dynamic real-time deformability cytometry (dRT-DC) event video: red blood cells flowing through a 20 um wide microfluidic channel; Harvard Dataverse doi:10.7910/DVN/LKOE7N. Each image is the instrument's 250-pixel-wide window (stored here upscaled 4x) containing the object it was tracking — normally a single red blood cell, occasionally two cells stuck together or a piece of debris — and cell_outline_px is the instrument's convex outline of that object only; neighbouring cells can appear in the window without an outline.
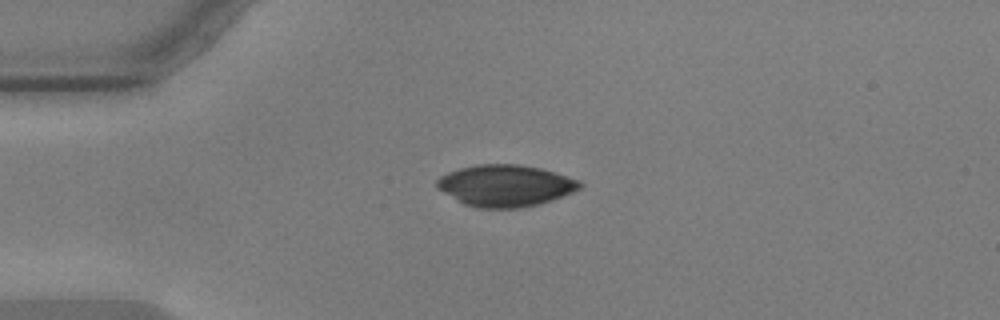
{"species": "common noctule bat (a hibernating species)", "species_latin": "Nyctalus noctula", "temperature_condition": "warm", "stored_images_in_passage": 43, "camera_frame_rate_fps": 3000, "um_per_image_px": 0.085, "animal": {"sex": "male", "body_mass_g": 17.9, "forearm_length_mm": 54.2}, "frame": {"image": 1, "passage_image": 1, "time_ms": 0.0, "image_size_px": [1000, 320], "cell_outline_px": [[584, 184], [580, 188], [572, 192], [552, 200], [540, 204], [520, 208], [476, 208], [464, 204], [436, 188], [436, 180], [440, 176], [448, 172], [460, 168], [476, 164], [516, 164], [540, 168], [556, 172], [580, 180]], "centroid_in_image_um": [42.96, 15.78], "position_along_channel_um": 42.0, "area_um2": 34.85}}
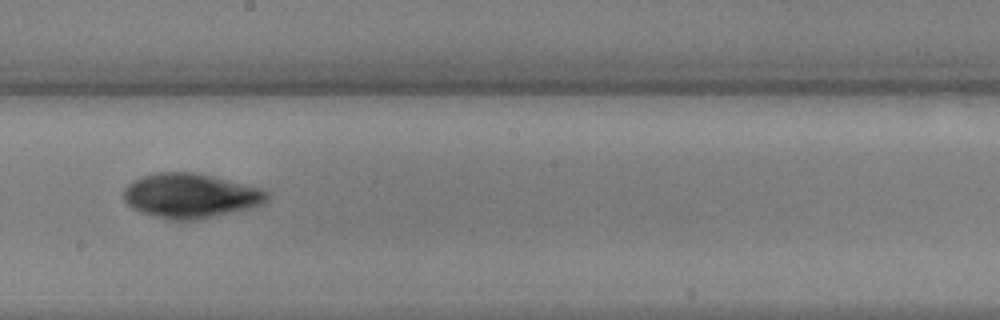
{"frame": {"image": 2, "passage_image": 19, "time_ms": 6.0, "image_size_px": [1000, 320], "cell_outline_px": [[268, 200], [264, 204], [252, 208], [200, 220], [172, 220], [144, 212], [132, 208], [124, 200], [124, 188], [128, 184], [140, 176], [160, 172], [196, 172], [264, 188], [268, 192]], "centroid_in_image_um": [16.25, 16.63], "position_along_channel_um": 231.9, "area_um2": 37.51}}
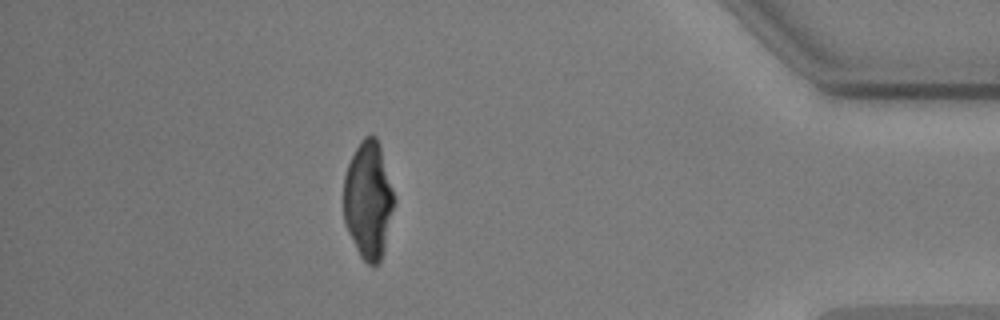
{"frame": {"image": 3, "passage_image": 37, "time_ms": 12.0, "image_size_px": [1000, 320], "cell_outline_px": [[396, 200], [384, 252], [380, 260], [376, 264], [368, 264], [360, 256], [344, 224], [344, 176], [348, 164], [360, 140], [364, 136], [372, 132], [376, 136], [380, 144]], "centroid_in_image_um": [31.32, 16.97], "position_along_channel_um": 403.9, "area_um2": 34.97}}